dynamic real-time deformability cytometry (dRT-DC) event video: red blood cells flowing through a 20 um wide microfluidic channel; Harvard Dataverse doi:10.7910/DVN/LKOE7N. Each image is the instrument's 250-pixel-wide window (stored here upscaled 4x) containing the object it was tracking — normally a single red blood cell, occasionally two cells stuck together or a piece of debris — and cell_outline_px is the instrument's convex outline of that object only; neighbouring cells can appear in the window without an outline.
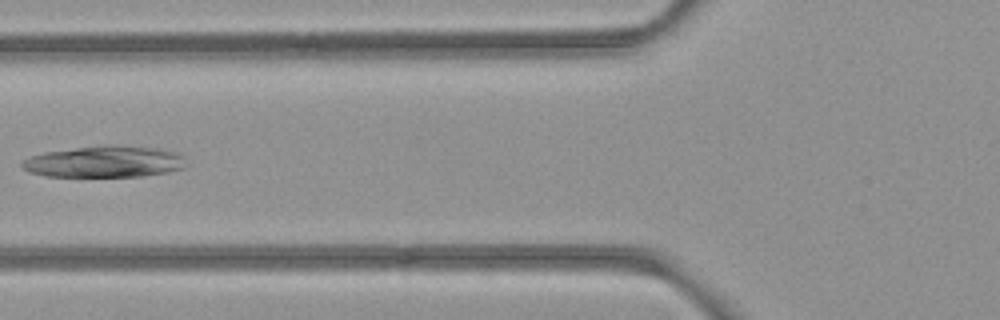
{"species": "common noctule bat (a hibernating species)", "species_latin": "Nyctalus noctula", "temperature_condition": "room temperature", "stored_images_in_passage": 8, "camera_frame_rate_fps": 3000, "um_per_image_px": 0.085, "animal": {"sex": "female", "body_mass_g": 21.9}, "frame": {"image": 1, "passage_image": 6, "time_ms": 1.667, "image_size_px": [1000, 320], "cell_outline_px": [[184, 168], [168, 172], [144, 176], [44, 176], [28, 172], [20, 168], [20, 164], [24, 160], [32, 156], [44, 152], [104, 144], [116, 144], [160, 148], [180, 152], [184, 156]], "centroid_in_image_um": [8.9, 13.73], "position_along_channel_um": 116.9, "area_um2": 30.58}}
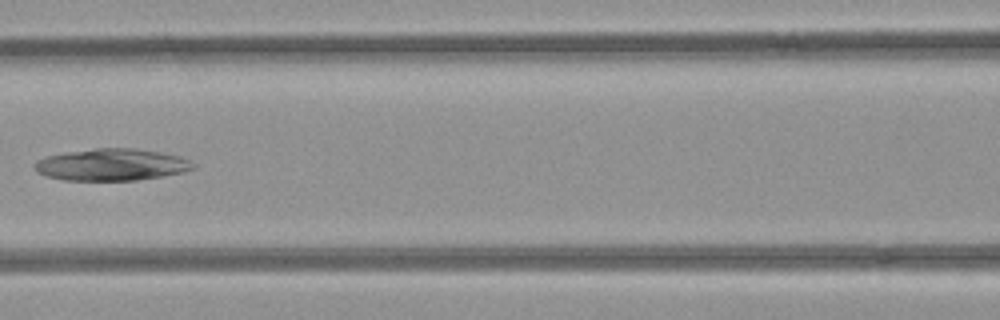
{"frame": {"image": 2, "passage_image": 7, "time_ms": 2.0, "image_size_px": [1000, 320], "cell_outline_px": [[196, 168], [180, 172], [160, 176], [136, 180], [64, 180], [48, 176], [36, 172], [36, 160], [48, 156], [68, 152], [96, 148], [132, 148], [160, 152], [176, 156], [188, 160], [196, 164]], "centroid_in_image_um": [9.48, 14.0], "position_along_channel_um": 157.1, "area_um2": 28.96}}
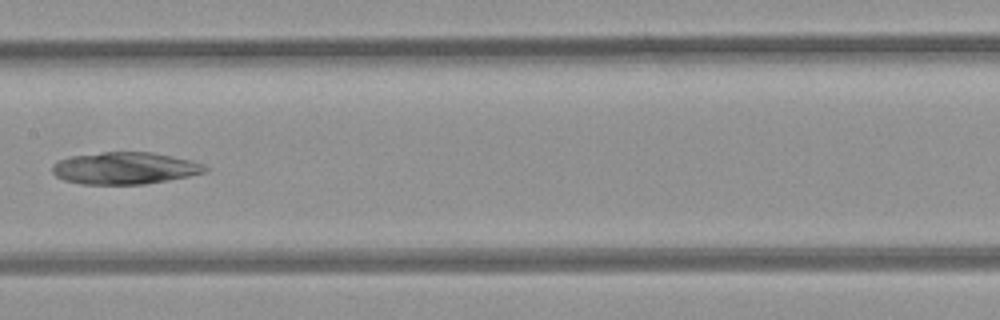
{"frame": {"image": 3, "passage_image": 8, "time_ms": 2.333, "image_size_px": [1000, 320], "cell_outline_px": [[208, 168], [204, 172], [188, 176], [168, 180], [144, 184], [80, 184], [64, 180], [56, 176], [52, 172], [52, 164], [68, 156], [100, 152], [152, 152], [192, 160], [204, 164]], "centroid_in_image_um": [10.58, 14.29], "position_along_channel_um": 196.8, "area_um2": 28.61}}